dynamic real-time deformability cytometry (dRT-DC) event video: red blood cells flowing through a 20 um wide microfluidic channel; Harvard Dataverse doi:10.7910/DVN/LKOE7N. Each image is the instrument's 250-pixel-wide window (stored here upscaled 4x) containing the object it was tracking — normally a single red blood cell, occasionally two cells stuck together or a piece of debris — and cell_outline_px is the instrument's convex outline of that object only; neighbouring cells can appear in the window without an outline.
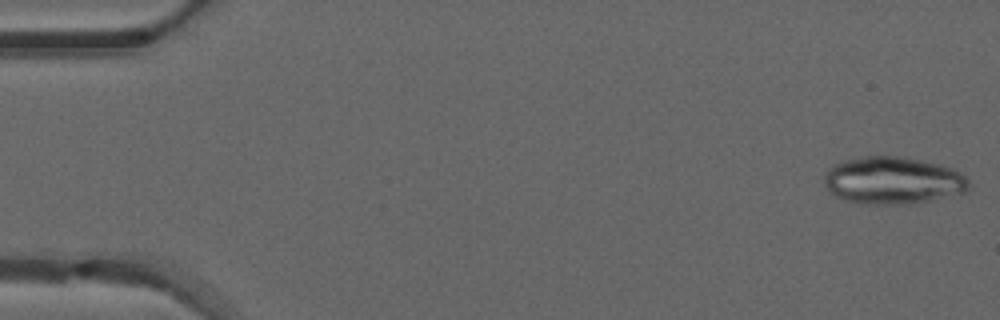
{"species": "common noctule bat (a hibernating species)", "species_latin": "Nyctalus noctula", "temperature_condition": "warm", "stored_images_in_passage": 49, "camera_frame_rate_fps": 3000, "um_per_image_px": 0.085, "animal": {"sex": "male", "forearm_length_mm": 52.5}, "frame": {"image": 1, "passage_image": 1, "time_ms": 0.0, "image_size_px": [1000, 320], "cell_outline_px": [[968, 188], [964, 192], [912, 204], [860, 204], [836, 196], [828, 192], [824, 184], [824, 172], [832, 164], [844, 160], [864, 156], [904, 156], [940, 164], [952, 168], [960, 172], [968, 180]], "centroid_in_image_um": [75.84, 15.33], "position_along_channel_um": 9.2, "area_um2": 40.17}}
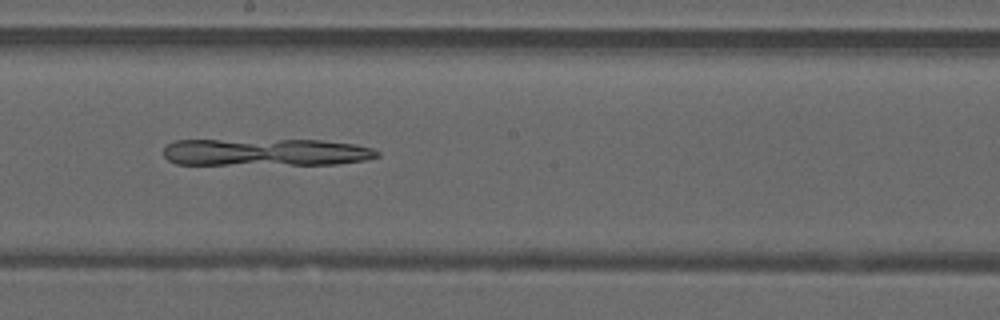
{"frame": {"image": 2, "passage_image": 27, "time_ms": 8.667, "image_size_px": [1000, 320], "cell_outline_px": [[380, 156], [368, 160], [336, 164], [176, 164], [168, 160], [164, 156], [164, 148], [168, 144], [176, 140], [320, 140], [356, 144], [372, 148], [380, 152]], "centroid_in_image_um": [22.63, 12.94], "position_along_channel_um": 225.6, "area_um2": 34.1}}
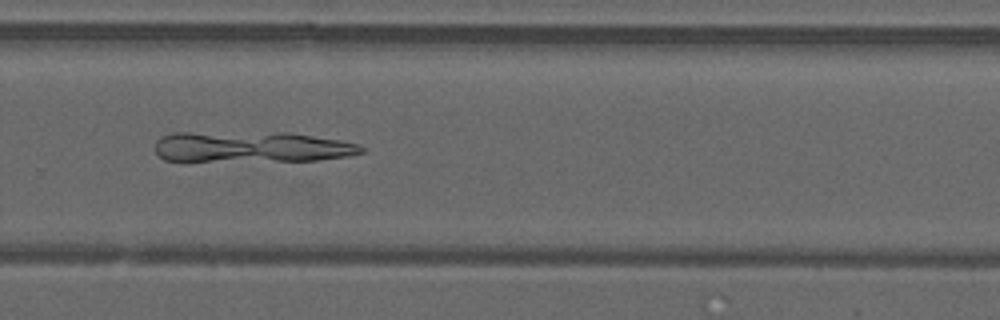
{"frame": {"image": 3, "passage_image": 33, "time_ms": 10.667, "image_size_px": [1000, 320], "cell_outline_px": [[364, 152], [348, 156], [316, 160], [188, 164], [184, 164], [164, 160], [156, 152], [156, 140], [160, 136], [172, 132], [288, 132], [340, 140], [360, 144], [364, 148]], "centroid_in_image_um": [21.24, 12.53], "position_along_channel_um": 308.6, "area_um2": 39.25}}